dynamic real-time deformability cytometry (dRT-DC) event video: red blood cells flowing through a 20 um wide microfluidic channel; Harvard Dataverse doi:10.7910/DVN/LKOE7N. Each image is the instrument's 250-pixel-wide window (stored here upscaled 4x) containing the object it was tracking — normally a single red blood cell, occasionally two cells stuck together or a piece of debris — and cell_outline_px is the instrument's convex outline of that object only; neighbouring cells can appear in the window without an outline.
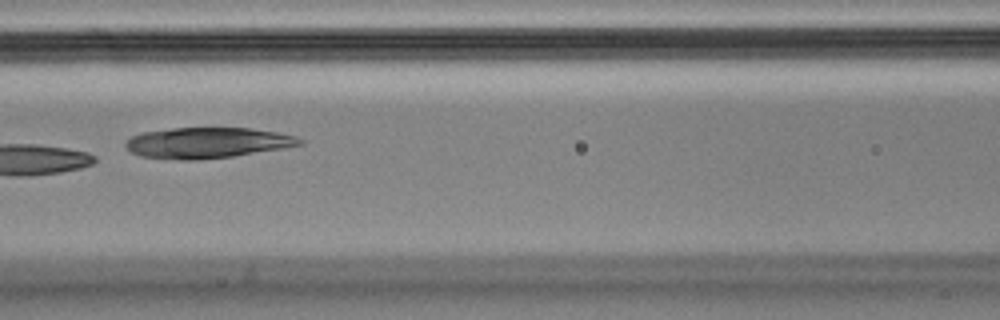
{"species": "Egyptian fruit bat (a non-hibernating species)", "species_latin": "Rousettus aegyptiacus", "temperature_condition": "cold", "stored_images_in_passage": 8, "camera_frame_rate_fps": 3000, "um_per_image_px": 0.085, "animal": {"sex": "male"}, "frame": {"image": 1, "passage_image": 7, "time_ms": 2.0, "image_size_px": [1000, 320], "cell_outline_px": [[304, 144], [284, 148], [232, 156], [196, 160], [180, 160], [140, 156], [132, 152], [124, 144], [132, 136], [144, 132], [172, 128], [252, 128], [276, 132], [296, 136], [304, 140]], "centroid_in_image_um": [17.65, 12.13], "position_along_channel_um": 148.9, "area_um2": 31.04}}